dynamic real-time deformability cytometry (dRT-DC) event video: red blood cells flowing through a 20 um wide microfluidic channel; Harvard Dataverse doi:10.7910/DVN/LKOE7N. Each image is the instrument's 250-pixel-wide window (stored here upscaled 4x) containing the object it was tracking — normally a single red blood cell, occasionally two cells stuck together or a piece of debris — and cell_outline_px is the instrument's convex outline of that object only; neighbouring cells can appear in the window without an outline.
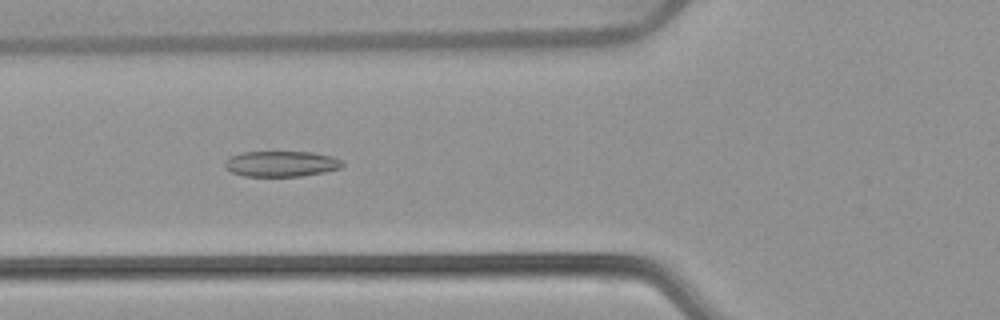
{"species": "common noctule bat (a hibernating species)", "species_latin": "Nyctalus noctula", "temperature_condition": "warm", "stored_images_in_passage": 39, "camera_frame_rate_fps": 3000, "um_per_image_px": 0.085, "animal": {"sex": "female", "body_mass_g": 22.7, "forearm_length_mm": 54.2}, "frame": {"image": 1, "passage_image": 6, "time_ms": 1.667, "image_size_px": [1000, 320], "cell_outline_px": [[344, 164], [340, 168], [324, 172], [300, 176], [244, 176], [232, 172], [224, 164], [228, 156], [240, 152], [312, 152], [332, 156], [340, 160]], "centroid_in_image_um": [23.89, 13.91], "position_along_channel_um": 101.9, "area_um2": 17.51}}
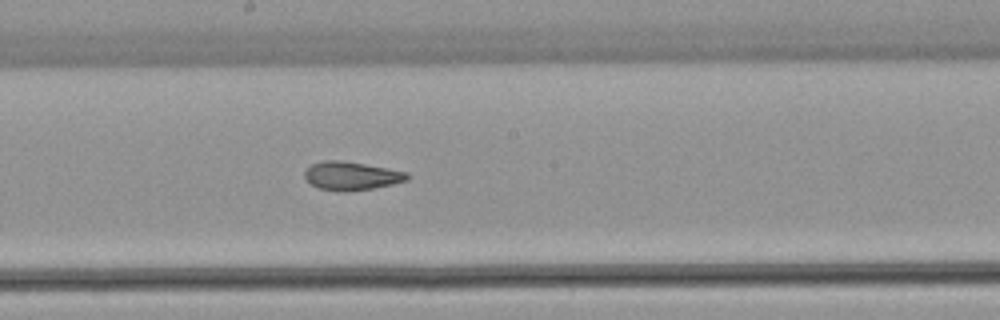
{"frame": {"image": 2, "passage_image": 15, "time_ms": 4.667, "image_size_px": [1000, 320], "cell_outline_px": [[408, 180], [392, 184], [372, 188], [344, 192], [340, 192], [320, 188], [312, 184], [304, 176], [304, 172], [312, 164], [320, 160], [344, 160], [388, 168], [408, 172]], "centroid_in_image_um": [29.87, 14.93], "position_along_channel_um": 218.3, "area_um2": 16.99}}
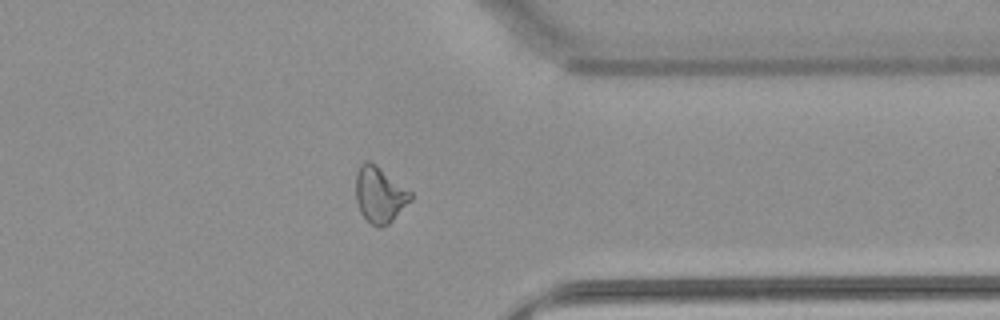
{"frame": {"image": 3, "passage_image": 28, "time_ms": 9.0, "image_size_px": [1000, 320], "cell_outline_px": [[412, 200], [388, 224], [380, 228], [376, 228], [360, 212], [356, 200], [356, 172], [360, 164], [364, 160], [368, 160], [376, 164], [412, 192]], "centroid_in_image_um": [32.27, 16.53], "position_along_channel_um": 379.1, "area_um2": 17.98}, "authors_computed_cell_mechanics": {"area_um2": 17.5134, "velocity_mm_per_s": 3.8732, "shape_relaxation_time_tau1_ms": null, "shape_relaxation_time_tau2_ms": 2.5291, "deformation_change_tau1": null, "deformation_change_tau2": 0.1035}}